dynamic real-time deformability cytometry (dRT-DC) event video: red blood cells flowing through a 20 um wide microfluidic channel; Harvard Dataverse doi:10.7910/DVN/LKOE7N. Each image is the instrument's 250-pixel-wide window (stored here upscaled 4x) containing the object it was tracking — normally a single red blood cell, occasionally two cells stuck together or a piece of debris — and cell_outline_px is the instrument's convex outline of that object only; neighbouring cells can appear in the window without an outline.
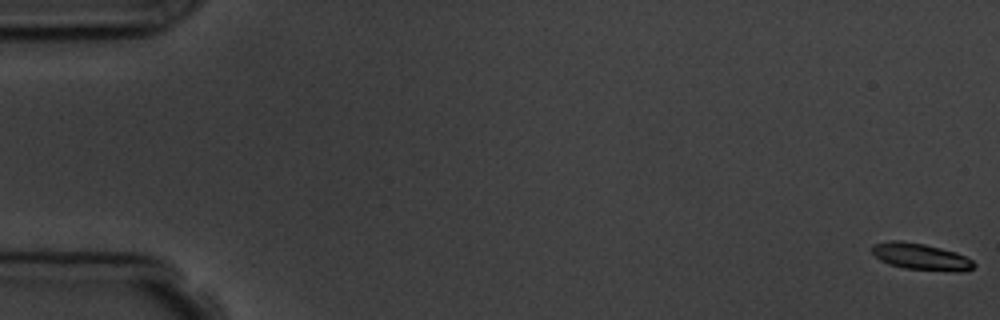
{"species": "common noctule bat (a hibernating species)", "species_latin": "Nyctalus noctula", "temperature_condition": "room temperature", "stored_images_in_passage": 10, "camera_frame_rate_fps": 3000, "um_per_image_px": 0.085, "animal": {"sex": "male", "body_mass_g": 19.5, "forearm_length_mm": 54.6}, "frame": {"image": 1, "passage_image": 1, "time_ms": 0.0, "image_size_px": [1000, 320], "cell_outline_px": [[976, 264], [972, 268], [960, 272], [956, 272], [904, 268], [888, 264], [880, 260], [872, 252], [872, 244], [892, 240], [900, 240], [924, 244], [956, 252], [972, 260]], "centroid_in_image_um": [78.26, 21.82], "position_along_channel_um": 6.7, "area_um2": 15.78}}
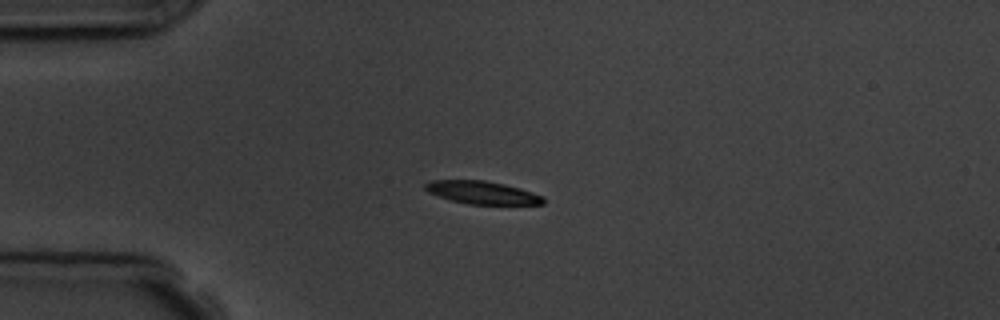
{"frame": {"image": 2, "passage_image": 5, "time_ms": 4.667, "image_size_px": [1000, 320], "cell_outline_px": [[544, 204], [468, 204], [452, 200], [428, 192], [424, 188], [424, 184], [432, 180], [484, 180], [504, 184], [520, 188], [544, 196]], "centroid_in_image_um": [41.0, 16.36], "position_along_channel_um": 44.0, "area_um2": 15.61}}